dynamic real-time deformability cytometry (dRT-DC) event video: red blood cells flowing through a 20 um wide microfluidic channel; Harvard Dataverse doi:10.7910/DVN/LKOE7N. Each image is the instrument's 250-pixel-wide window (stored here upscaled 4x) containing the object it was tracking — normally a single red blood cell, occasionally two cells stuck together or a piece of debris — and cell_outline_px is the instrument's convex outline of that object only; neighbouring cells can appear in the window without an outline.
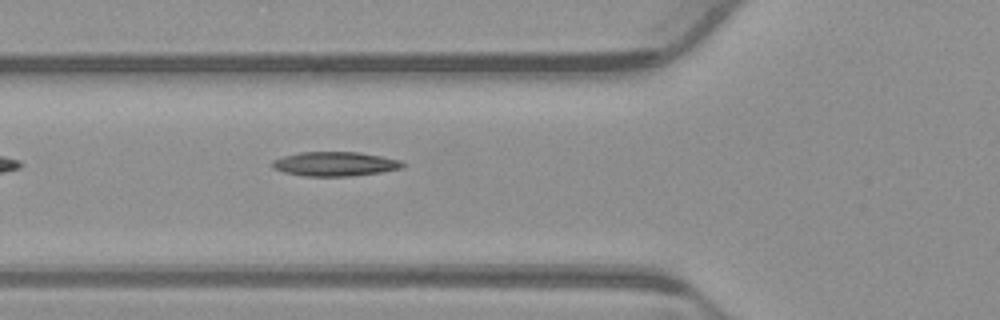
{"species": "common noctule bat (a hibernating species)", "species_latin": "Nyctalus noctula", "temperature_condition": "warm", "stored_images_in_passage": 34, "camera_frame_rate_fps": 3000, "um_per_image_px": 0.085, "animal": {"sex": "male", "body_mass_g": 23.1, "forearm_length_mm": 52.7}, "frame": {"image": 1, "passage_image": 3, "time_ms": 0.667, "image_size_px": [1000, 320], "cell_outline_px": [[404, 168], [380, 172], [352, 176], [304, 176], [284, 172], [272, 168], [272, 160], [284, 156], [300, 152], [360, 152], [400, 160], [404, 164]], "centroid_in_image_um": [28.46, 13.93], "position_along_channel_um": 97.3, "area_um2": 18.44}}
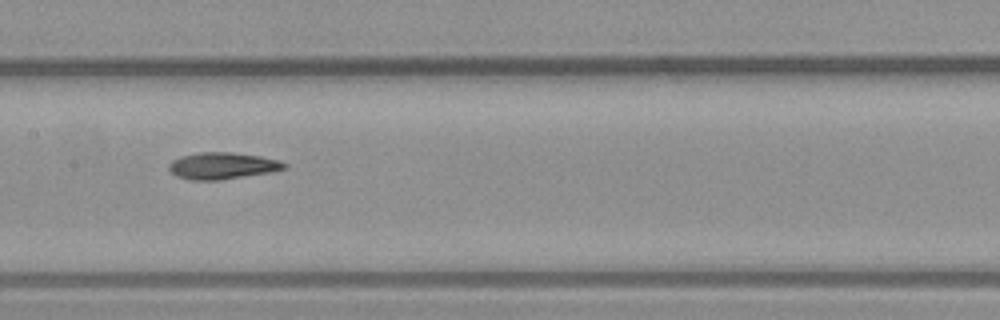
{"frame": {"image": 2, "passage_image": 10, "time_ms": 3.0, "image_size_px": [1000, 320], "cell_outline_px": [[288, 168], [272, 172], [220, 180], [188, 180], [176, 176], [168, 168], [168, 164], [172, 160], [180, 156], [200, 152], [232, 152], [260, 156], [280, 160], [288, 164]], "centroid_in_image_um": [18.92, 14.09], "position_along_channel_um": 188.5, "area_um2": 18.21}}
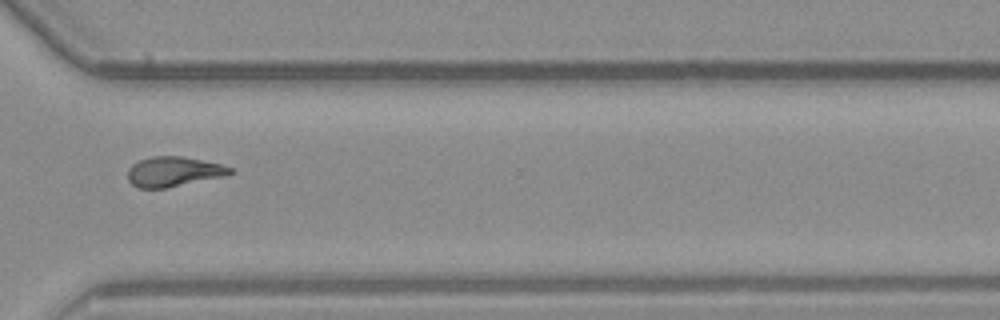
{"frame": {"image": 3, "passage_image": 23, "time_ms": 7.333, "image_size_px": [1000, 320], "cell_outline_px": [[232, 172], [224, 176], [164, 188], [140, 188], [132, 184], [128, 180], [128, 168], [132, 164], [140, 160], [152, 156], [180, 156], [220, 164], [232, 168]], "centroid_in_image_um": [14.71, 14.58], "position_along_channel_um": 355.9, "area_um2": 17.51}}